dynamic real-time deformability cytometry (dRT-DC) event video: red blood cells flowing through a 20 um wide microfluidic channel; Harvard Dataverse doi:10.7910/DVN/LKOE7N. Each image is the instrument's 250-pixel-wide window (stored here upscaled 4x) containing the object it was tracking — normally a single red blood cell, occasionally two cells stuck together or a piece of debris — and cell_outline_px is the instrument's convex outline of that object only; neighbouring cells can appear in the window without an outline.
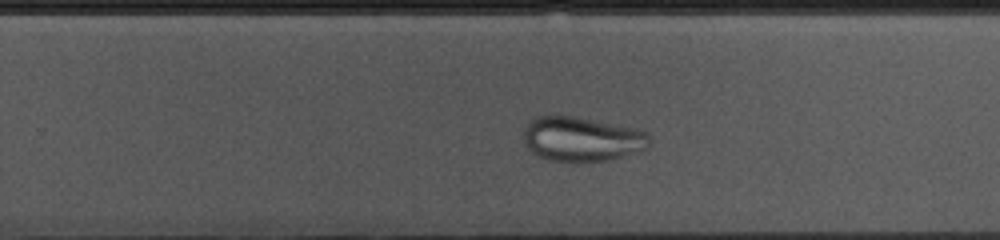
{"species": "common noctule bat (a hibernating species)", "species_latin": "Nyctalus noctula", "temperature_condition": "cold", "stored_images_in_passage": 42, "camera_frame_rate_fps": 3000, "um_per_image_px": 0.085, "animal": {"sex": "female", "body_mass_g": 10.0, "forearm_length_mm": 53.1}, "frame": {"image": 1, "passage_image": 30, "time_ms": 9.667, "image_size_px": [1000, 240], "cell_outline_px": [[648, 148], [608, 160], [548, 160], [532, 152], [528, 148], [524, 140], [524, 128], [536, 116], [572, 116], [636, 128], [648, 132]], "centroid_in_image_um": [49.45, 11.8], "position_along_channel_um": 280.4, "area_um2": 31.96}}